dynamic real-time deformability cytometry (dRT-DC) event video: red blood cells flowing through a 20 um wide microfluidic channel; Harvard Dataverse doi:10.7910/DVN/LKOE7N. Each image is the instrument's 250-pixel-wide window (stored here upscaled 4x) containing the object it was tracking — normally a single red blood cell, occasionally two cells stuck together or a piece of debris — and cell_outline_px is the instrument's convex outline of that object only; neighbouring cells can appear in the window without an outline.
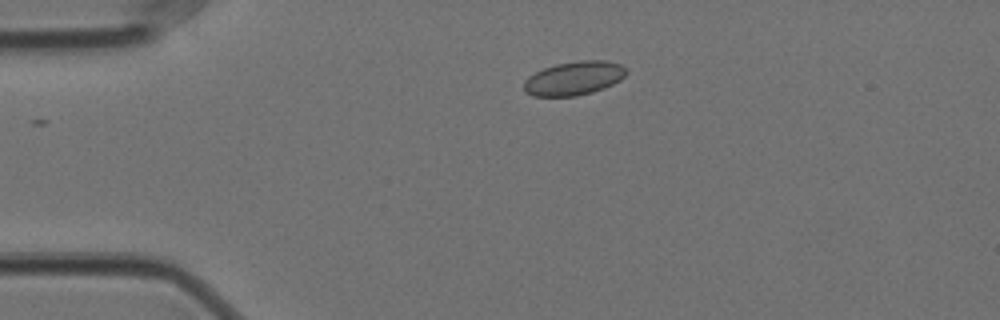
{"species": "Egyptian fruit bat (a non-hibernating species)", "species_latin": "Rousettus aegyptiacus", "temperature_condition": "cold", "stored_images_in_passage": 46, "camera_frame_rate_fps": 3000, "um_per_image_px": 0.085, "animal": {"sex": "female"}, "frame": {"image": 1, "passage_image": 1, "time_ms": 0.0, "image_size_px": [1000, 320], "cell_outline_px": [[628, 72], [620, 80], [604, 88], [592, 92], [576, 96], [532, 96], [524, 92], [524, 80], [528, 76], [544, 68], [556, 64], [580, 60], [608, 60], [620, 64], [628, 68]], "centroid_in_image_um": [48.8, 6.65], "position_along_channel_um": 36.2, "area_um2": 20.35}}
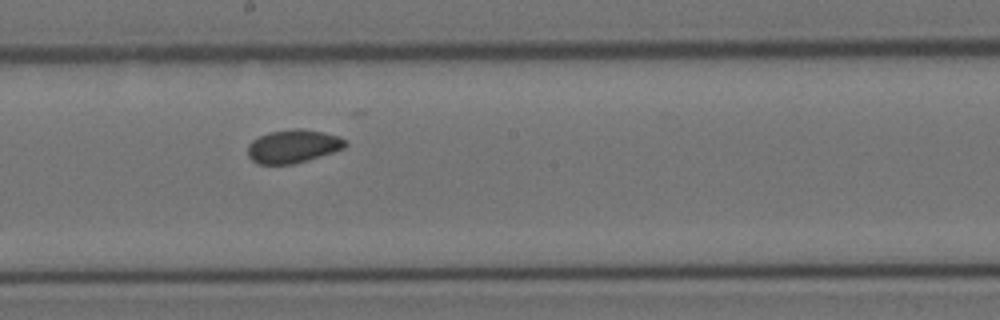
{"frame": {"image": 2, "passage_image": 20, "time_ms": 6.333, "image_size_px": [1000, 320], "cell_outline_px": [[348, 144], [344, 148], [308, 160], [292, 164], [256, 164], [248, 156], [248, 144], [252, 140], [268, 132], [296, 128], [300, 128], [324, 132], [340, 136], [348, 140]], "centroid_in_image_um": [24.93, 12.42], "position_along_channel_um": 223.3, "area_um2": 19.07}}
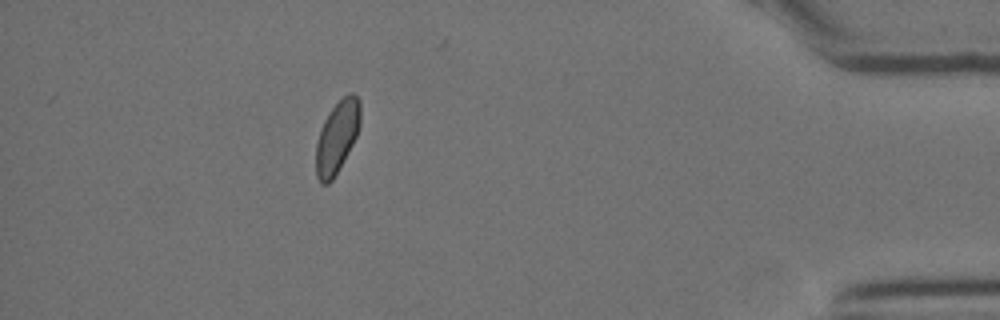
{"frame": {"image": 3, "passage_image": 40, "time_ms": 13.0, "image_size_px": [1000, 320], "cell_outline_px": [[360, 124], [356, 136], [352, 144], [332, 180], [328, 184], [320, 184], [316, 176], [316, 144], [324, 120], [332, 108], [348, 92], [352, 92], [360, 100]], "centroid_in_image_um": [28.64, 11.64], "position_along_channel_um": 406.6, "area_um2": 18.32}, "authors_computed_cell_mechanics": {"area_um2": 18.9295, "velocity_mm_per_s": 3.5155, "shape_relaxation_time_tau1_ms": 4.4691, "shape_relaxation_time_tau2_ms": 2.7329, "deformation_change_tau1": 0.0394, "deformation_change_tau2": 0.0451}}